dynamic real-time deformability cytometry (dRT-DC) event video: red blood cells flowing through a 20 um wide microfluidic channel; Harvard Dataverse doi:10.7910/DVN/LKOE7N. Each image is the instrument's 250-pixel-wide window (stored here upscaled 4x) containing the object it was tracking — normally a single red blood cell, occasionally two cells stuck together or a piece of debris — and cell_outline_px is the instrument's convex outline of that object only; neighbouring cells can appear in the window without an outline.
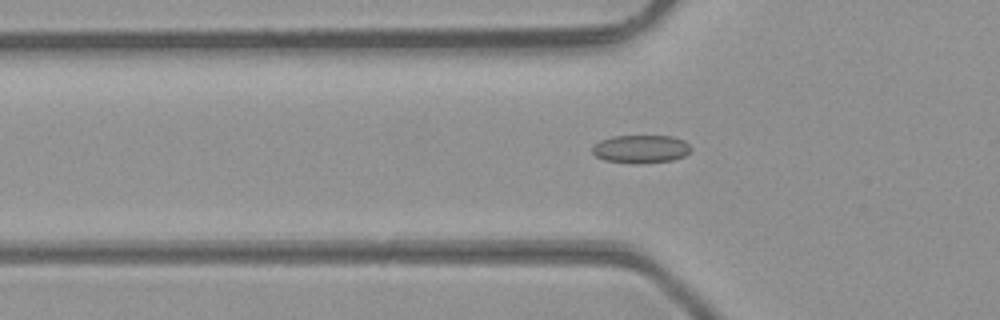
{"species": "common noctule bat (a hibernating species)", "species_latin": "Nyctalus noctula", "temperature_condition": "room temperature", "stored_images_in_passage": 35, "camera_frame_rate_fps": 3000, "um_per_image_px": 0.085, "animal": {"sex": "male", "body_mass_g": 23.1, "forearm_length_mm": 52.7}, "frame": {"image": 1, "passage_image": 3, "time_ms": 0.667, "image_size_px": [1000, 320], "cell_outline_px": [[692, 148], [684, 156], [672, 160], [604, 160], [596, 156], [592, 152], [592, 144], [600, 140], [612, 136], [672, 136], [684, 140]], "centroid_in_image_um": [54.46, 12.59], "position_along_channel_um": 71.3, "area_um2": 15.26}}
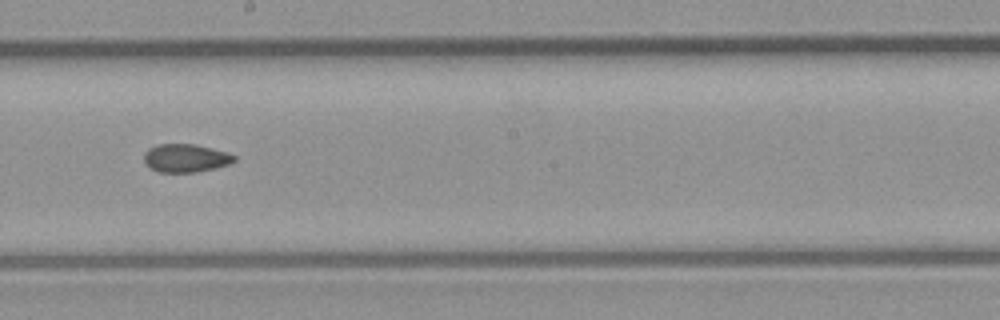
{"frame": {"image": 2, "passage_image": 14, "time_ms": 4.333, "image_size_px": [1000, 320], "cell_outline_px": [[236, 160], [228, 164], [196, 172], [160, 172], [152, 168], [144, 160], [144, 152], [148, 148], [156, 144], [192, 144], [224, 152], [236, 156]], "centroid_in_image_um": [15.74, 13.43], "position_along_channel_um": 232.5, "area_um2": 14.45}}
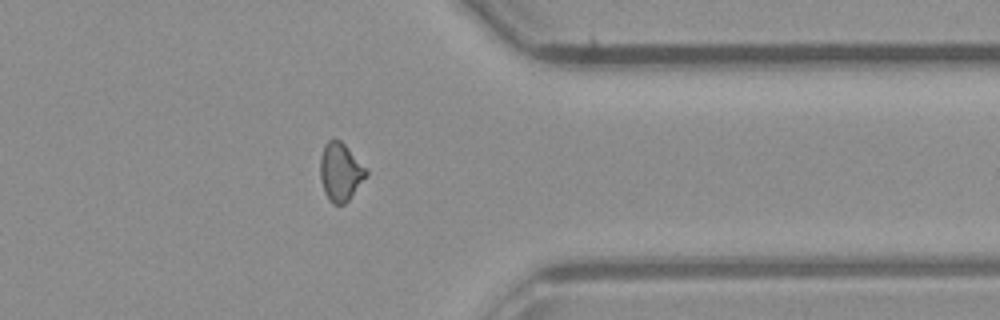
{"frame": {"image": 3, "passage_image": 25, "time_ms": 8.0, "image_size_px": [1000, 320], "cell_outline_px": [[368, 176], [348, 200], [344, 204], [332, 204], [324, 192], [320, 180], [320, 156], [324, 144], [328, 140], [340, 140], [368, 168]], "centroid_in_image_um": [28.95, 14.61], "position_along_channel_um": 382.5, "area_um2": 15.78}, "authors_computed_cell_mechanics": {"area_um2": 15.028, "velocity_mm_per_s": 4.3557, "shape_relaxation_time_tau1_ms": null, "shape_relaxation_time_tau2_ms": 2.303, "deformation_change_tau1": null, "deformation_change_tau2": 0.0667}}